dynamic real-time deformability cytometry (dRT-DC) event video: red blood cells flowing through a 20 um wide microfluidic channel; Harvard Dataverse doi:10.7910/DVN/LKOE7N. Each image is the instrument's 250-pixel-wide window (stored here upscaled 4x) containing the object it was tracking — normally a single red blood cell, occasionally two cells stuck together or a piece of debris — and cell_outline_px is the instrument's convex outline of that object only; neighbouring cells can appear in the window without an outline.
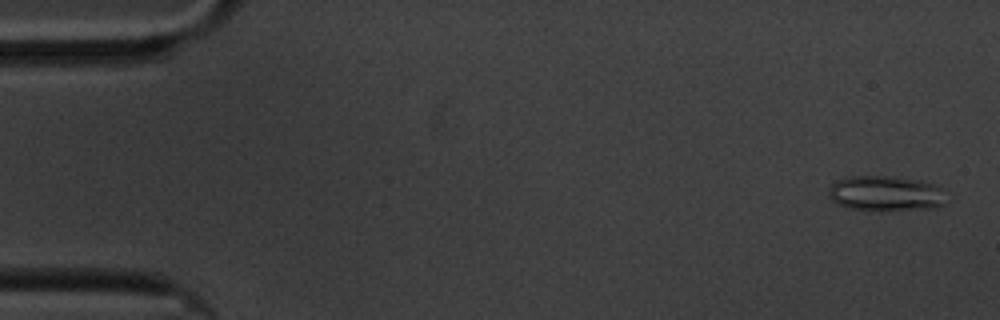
{"species": "common noctule bat (a hibernating species)", "species_latin": "Nyctalus noctula", "temperature_condition": "cold", "stored_images_in_passage": 59, "camera_frame_rate_fps": 3000, "um_per_image_px": 0.085, "animal": {"sex": "male", "body_mass_g": 20.1, "forearm_length_mm": 53.5}, "frame": {"image": 1, "passage_image": 2, "time_ms": 0.333, "image_size_px": [1000, 320], "cell_outline_px": [[944, 204], [936, 208], [880, 212], [848, 208], [836, 204], [828, 196], [828, 188], [836, 180], [848, 176], [884, 176], [920, 180], [944, 188]], "centroid_in_image_um": [75.26, 16.47], "position_along_channel_um": 9.7, "area_um2": 24.8}}
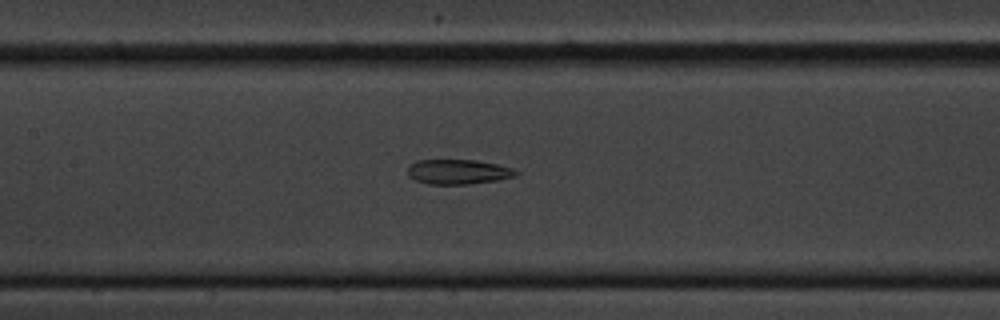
{"frame": {"image": 2, "passage_image": 27, "time_ms": 8.667, "image_size_px": [1000, 320], "cell_outline_px": [[520, 172], [516, 176], [500, 180], [468, 184], [428, 184], [416, 180], [408, 176], [408, 164], [416, 160], [476, 160], [496, 164], [512, 168]], "centroid_in_image_um": [38.94, 14.6], "position_along_channel_um": 168.5, "area_um2": 15.78}}
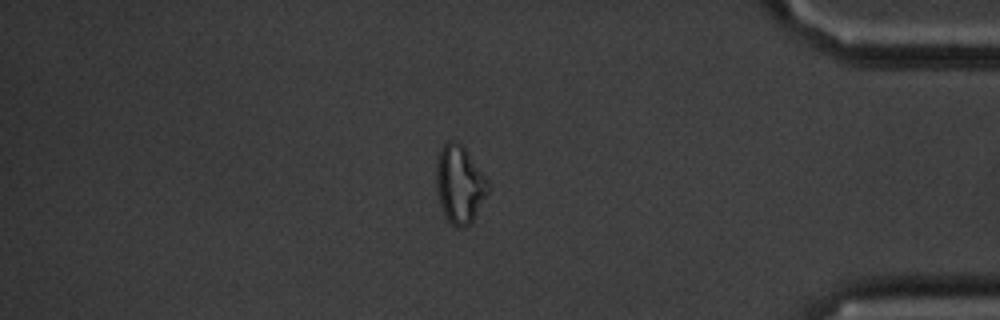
{"frame": {"image": 3, "passage_image": 50, "time_ms": 16.333, "image_size_px": [1000, 320], "cell_outline_px": [[488, 192], [472, 220], [464, 228], [456, 228], [444, 216], [440, 204], [436, 184], [436, 164], [440, 152], [444, 144], [448, 140], [456, 140], [464, 148], [488, 180]], "centroid_in_image_um": [39.04, 15.68], "position_along_channel_um": 396.2, "area_um2": 23.06}, "authors_computed_cell_mechanics": {"area_um2": 19.4786, "velocity_mm_per_s": 3.3813, "shape_relaxation_time_tau1_ms": null, "shape_relaxation_time_tau2_ms": 3.6845, "deformation_change_tau1": null, "deformation_change_tau2": 0.1106}}